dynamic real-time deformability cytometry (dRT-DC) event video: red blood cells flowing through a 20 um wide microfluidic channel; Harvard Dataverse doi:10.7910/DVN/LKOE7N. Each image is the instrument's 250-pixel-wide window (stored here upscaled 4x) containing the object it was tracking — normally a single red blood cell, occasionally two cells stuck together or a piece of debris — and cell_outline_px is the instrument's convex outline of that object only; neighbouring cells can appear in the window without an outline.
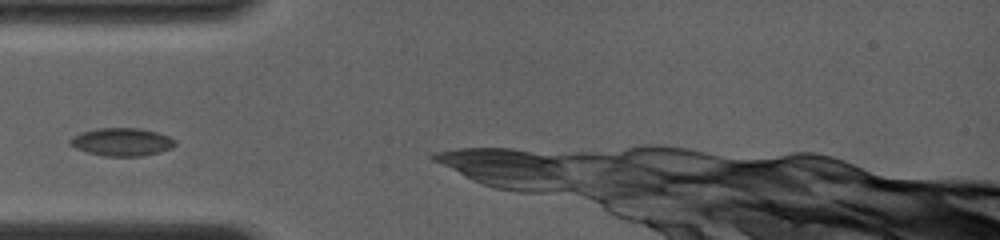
{"species": "common noctule bat (a hibernating species)", "species_latin": "Nyctalus noctula", "temperature_condition": "room temperature", "stored_images_in_passage": 21, "camera_frame_rate_fps": 4000, "um_per_image_px": 0.085, "animal": {"sex": "female", "body_mass_g": 19.0, "forearm_length_mm": 56.7}, "frame": {"image": 1, "passage_image": 1, "time_ms": 0.0, "image_size_px": [1000, 240], "cell_outline_px": [[176, 144], [172, 148], [160, 152], [140, 156], [104, 156], [88, 152], [76, 148], [68, 144], [68, 140], [72, 136], [80, 132], [96, 128], [140, 128], [156, 132], [168, 136], [176, 140]], "centroid_in_image_um": [10.33, 12.06], "position_along_channel_um": 74.7, "area_um2": 17.22}}
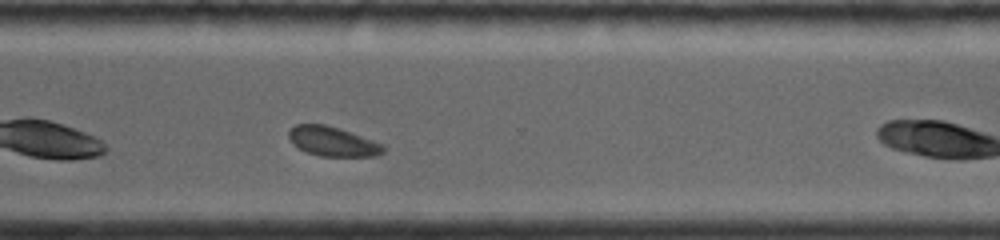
{"frame": {"image": 2, "passage_image": 15, "time_ms": 6.75, "image_size_px": [1000, 240], "cell_outline_px": [[384, 152], [376, 156], [320, 156], [308, 152], [292, 144], [288, 136], [288, 132], [296, 124], [324, 124], [384, 144]], "centroid_in_image_um": [28.26, 12.03], "position_along_channel_um": 342.3, "area_um2": 15.95}}